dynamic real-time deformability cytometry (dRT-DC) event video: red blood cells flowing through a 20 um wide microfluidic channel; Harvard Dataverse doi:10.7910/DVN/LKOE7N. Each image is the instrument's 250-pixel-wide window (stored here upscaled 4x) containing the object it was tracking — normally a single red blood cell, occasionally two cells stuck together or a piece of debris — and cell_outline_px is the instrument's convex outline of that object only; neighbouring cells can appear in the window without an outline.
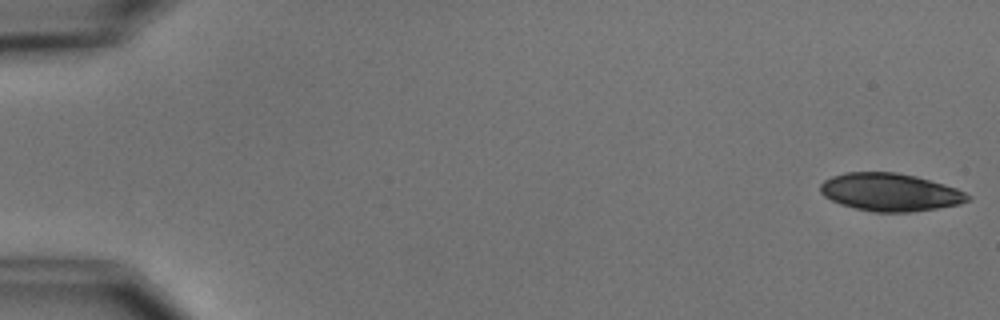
{"species": "common noctule bat (a hibernating species)", "species_latin": "Nyctalus noctula", "temperature_condition": "cold", "stored_images_in_passage": 5, "camera_frame_rate_fps": 3000, "um_per_image_px": 0.085, "animal": {"sex": "male", "body_mass_g": 15.6}, "frame": {"image": 1, "passage_image": 1, "time_ms": 0.0, "image_size_px": [1000, 320], "cell_outline_px": [[972, 200], [960, 204], [912, 212], [872, 212], [840, 204], [824, 196], [820, 192], [820, 184], [824, 180], [832, 176], [844, 172], [896, 172], [916, 176], [944, 184], [956, 188], [972, 196]], "centroid_in_image_um": [75.67, 16.33], "position_along_channel_um": 9.3, "area_um2": 32.6}}